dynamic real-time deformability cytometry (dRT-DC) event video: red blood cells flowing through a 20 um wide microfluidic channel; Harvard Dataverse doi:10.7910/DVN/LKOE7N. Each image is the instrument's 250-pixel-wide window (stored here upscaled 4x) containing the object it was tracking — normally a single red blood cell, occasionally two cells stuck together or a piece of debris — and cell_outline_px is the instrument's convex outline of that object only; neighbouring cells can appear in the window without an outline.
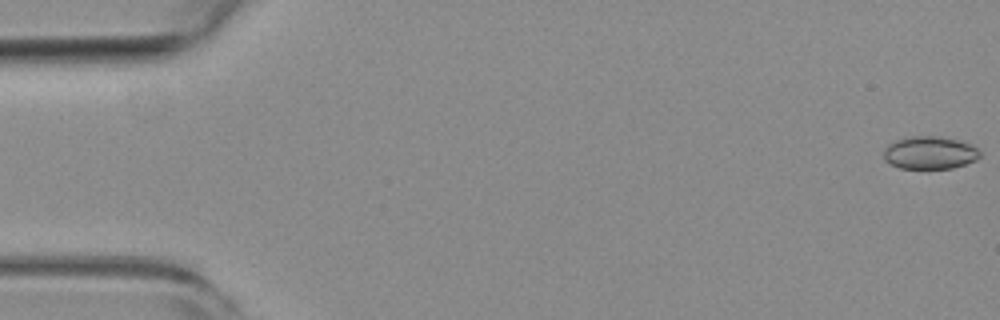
{"species": "common noctule bat (a hibernating species)", "species_latin": "Nyctalus noctula", "temperature_condition": "room temperature", "stored_images_in_passage": 54, "camera_frame_rate_fps": 3000, "um_per_image_px": 0.085, "animal": {"sex": "female", "body_mass_g": 19.3, "forearm_length_mm": 54.1}, "frame": {"image": 1, "passage_image": 1, "time_ms": 0.0, "image_size_px": [1000, 320], "cell_outline_px": [[980, 156], [976, 160], [952, 168], [900, 168], [888, 164], [884, 160], [884, 148], [888, 144], [896, 140], [912, 136], [936, 136], [960, 140], [972, 144], [980, 152]], "centroid_in_image_um": [79.01, 12.98], "position_along_channel_um": 6.0, "area_um2": 18.44}}
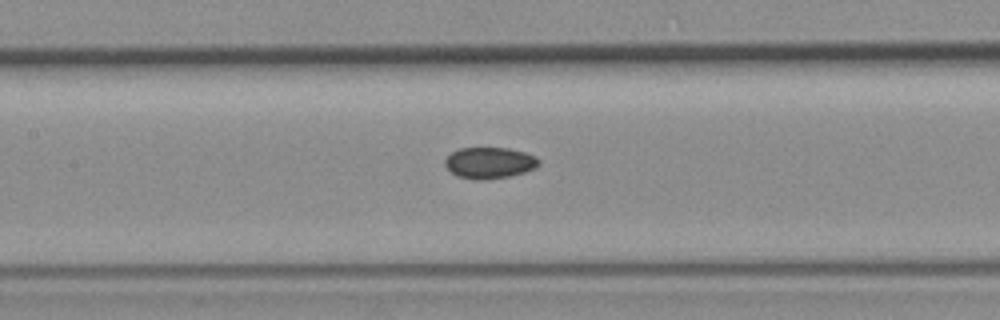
{"frame": {"image": 2, "passage_image": 25, "time_ms": 8.0, "image_size_px": [1000, 320], "cell_outline_px": [[540, 164], [536, 168], [524, 172], [508, 176], [488, 180], [472, 180], [456, 176], [444, 164], [444, 160], [452, 152], [460, 148], [508, 148], [524, 152], [536, 156], [540, 160]], "centroid_in_image_um": [41.61, 13.85], "position_along_channel_um": 165.8, "area_um2": 17.22}}
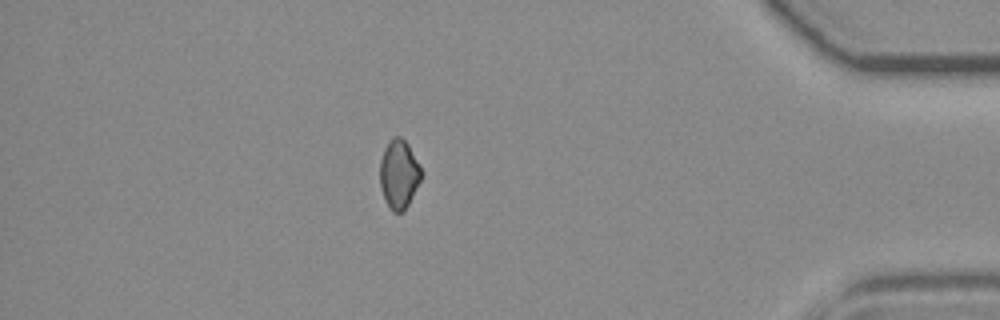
{"frame": {"image": 3, "passage_image": 47, "time_ms": 15.333, "image_size_px": [1000, 320], "cell_outline_px": [[424, 172], [408, 204], [400, 212], [392, 212], [380, 188], [380, 160], [384, 148], [388, 140], [392, 136], [400, 136], [408, 144], [420, 164]], "centroid_in_image_um": [33.91, 14.74], "position_along_channel_um": 401.3, "area_um2": 16.59}, "authors_computed_cell_mechanics": {"area_um2": 17.2244, "velocity_mm_per_s": 3.8327, "shape_relaxation_time_tau1_ms": 3.0935, "shape_relaxation_time_tau2_ms": null, "deformation_change_tau1": 0.0582, "deformation_change_tau2": null}}